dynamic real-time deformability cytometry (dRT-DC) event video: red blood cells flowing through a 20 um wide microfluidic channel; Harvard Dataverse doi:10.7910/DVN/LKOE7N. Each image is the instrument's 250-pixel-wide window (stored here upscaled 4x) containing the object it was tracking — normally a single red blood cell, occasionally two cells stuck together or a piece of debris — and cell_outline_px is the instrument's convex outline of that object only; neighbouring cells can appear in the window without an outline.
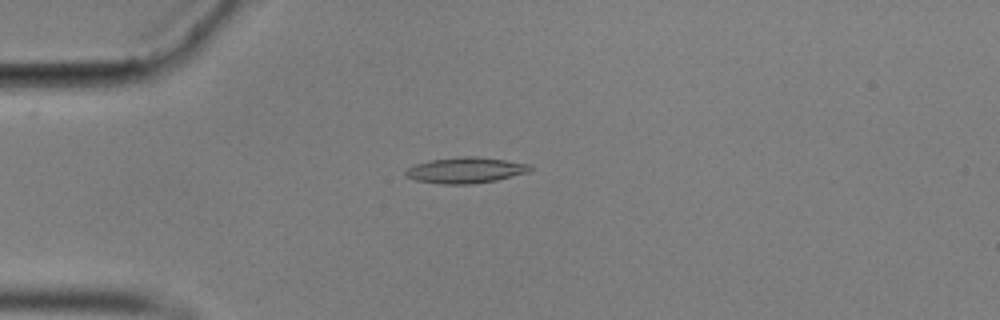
{"species": "common noctule bat (a hibernating species)", "species_latin": "Nyctalus noctula", "temperature_condition": "cold", "stored_images_in_passage": 48, "camera_frame_rate_fps": 3000, "um_per_image_px": 0.085, "animal": {"sex": "male", "body_mass_g": 17.9}, "frame": {"image": 1, "passage_image": 6, "time_ms": 1.667, "image_size_px": [1000, 320], "cell_outline_px": [[532, 168], [528, 172], [496, 180], [472, 184], [440, 184], [416, 180], [404, 176], [404, 172], [408, 168], [416, 164], [428, 160], [464, 156], [476, 156], [532, 164]], "centroid_in_image_um": [39.56, 14.47], "position_along_channel_um": 45.4, "area_um2": 18.79}}
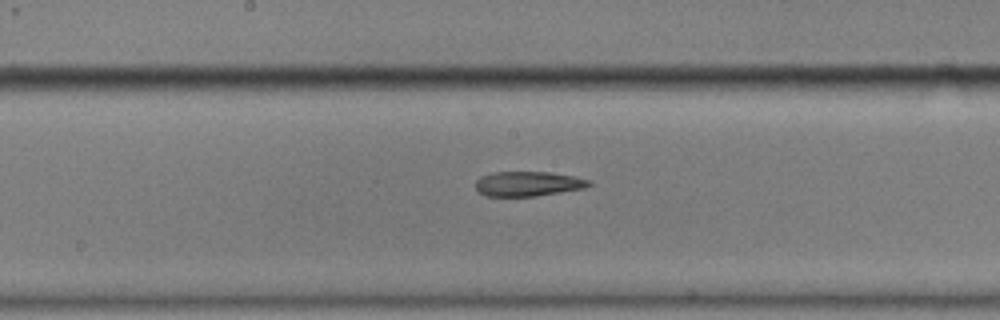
{"frame": {"image": 2, "passage_image": 21, "time_ms": 6.667, "image_size_px": [1000, 320], "cell_outline_px": [[592, 184], [584, 188], [536, 196], [484, 196], [476, 188], [476, 180], [480, 176], [492, 172], [548, 172], [572, 176], [592, 180]], "centroid_in_image_um": [44.87, 15.62], "position_along_channel_um": 203.3, "area_um2": 16.36}}
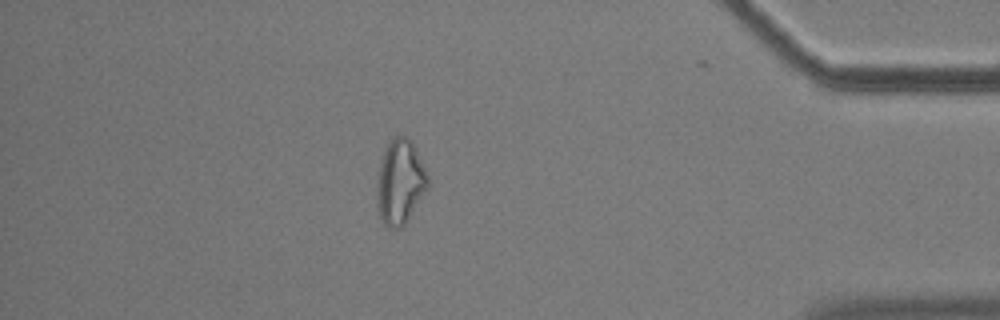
{"frame": {"image": 3, "passage_image": 41, "time_ms": 13.333, "image_size_px": [1000, 320], "cell_outline_px": [[428, 188], [408, 220], [400, 228], [388, 228], [384, 224], [380, 216], [380, 168], [384, 148], [388, 140], [392, 136], [408, 136], [428, 176]], "centroid_in_image_um": [34.05, 15.45], "position_along_channel_um": 401.1, "area_um2": 24.1}, "authors_computed_cell_mechanics": {"area_um2": 18.207, "velocity_mm_per_s": 3.5268, "shape_relaxation_time_tau1_ms": null, "shape_relaxation_time_tau2_ms": 9.1448, "deformation_change_tau1": null, "deformation_change_tau2": 0.2345}}